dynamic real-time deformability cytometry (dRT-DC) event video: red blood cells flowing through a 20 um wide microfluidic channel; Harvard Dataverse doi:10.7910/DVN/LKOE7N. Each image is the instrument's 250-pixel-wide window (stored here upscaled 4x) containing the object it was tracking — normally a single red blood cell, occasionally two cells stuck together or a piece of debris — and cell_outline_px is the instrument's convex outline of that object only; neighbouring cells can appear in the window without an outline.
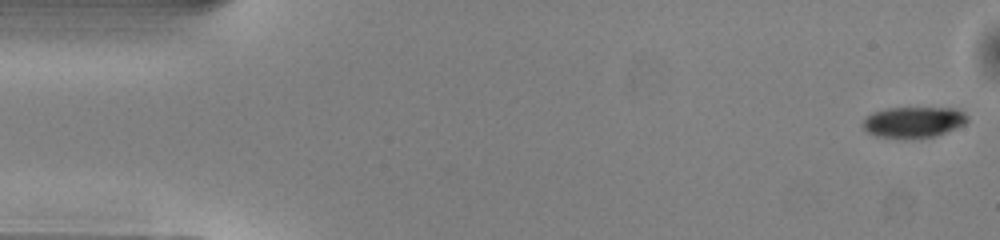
{"species": "common noctule bat (a hibernating species)", "species_latin": "Nyctalus noctula", "temperature_condition": "warm", "stored_images_in_passage": 50, "camera_frame_rate_fps": 3000, "um_per_image_px": 0.085, "animal": {"sex": "male", "body_mass_g": 13.0, "forearm_length_mm": 53.1}, "frame": {"image": 1, "passage_image": 1, "time_ms": 0.0, "image_size_px": [1000, 240], "cell_outline_px": [[968, 120], [964, 124], [936, 136], [876, 136], [868, 132], [860, 124], [864, 116], [872, 112], [888, 108], [956, 108], [964, 112], [968, 116]], "centroid_in_image_um": [77.63, 10.33], "position_along_channel_um": 7.4, "area_um2": 18.44}}
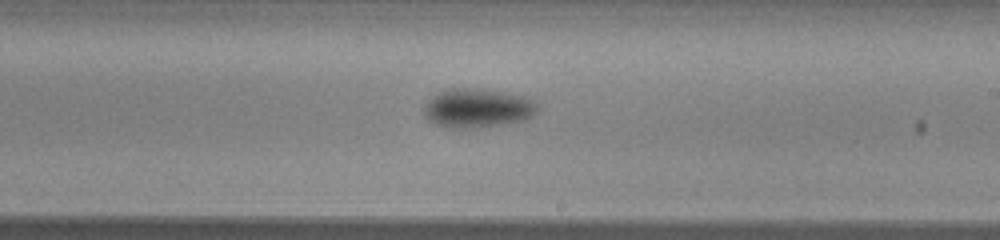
{"frame": {"image": 2, "passage_image": 29, "time_ms": 9.333, "image_size_px": [1000, 240], "cell_outline_px": [[540, 108], [532, 116], [524, 120], [476, 128], [452, 128], [436, 124], [428, 120], [424, 112], [424, 108], [428, 100], [432, 96], [440, 92], [452, 88], [484, 88], [532, 96], [540, 104]], "centroid_in_image_um": [40.69, 9.16], "position_along_channel_um": 248.3, "area_um2": 26.36}}
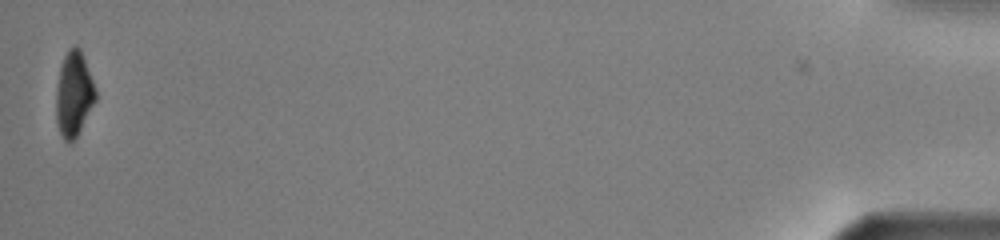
{"frame": {"image": 3, "passage_image": 50, "time_ms": 16.333, "image_size_px": [1000, 240], "cell_outline_px": [[96, 100], [76, 140], [72, 144], [68, 144], [64, 140], [60, 132], [56, 120], [56, 92], [60, 68], [64, 56], [68, 48], [72, 44], [76, 44], [80, 48], [96, 88]], "centroid_in_image_um": [6.28, 8.02], "position_along_channel_um": 428.9, "area_um2": 19.88}, "authors_computed_cell_mechanics": {"area_um2": 22.1085, "velocity_mm_per_s": 4.0579, "shape_relaxation_time_tau1_ms": 1.9767, "shape_relaxation_time_tau2_ms": null, "deformation_change_tau1": 0.1122, "deformation_change_tau2": null}}